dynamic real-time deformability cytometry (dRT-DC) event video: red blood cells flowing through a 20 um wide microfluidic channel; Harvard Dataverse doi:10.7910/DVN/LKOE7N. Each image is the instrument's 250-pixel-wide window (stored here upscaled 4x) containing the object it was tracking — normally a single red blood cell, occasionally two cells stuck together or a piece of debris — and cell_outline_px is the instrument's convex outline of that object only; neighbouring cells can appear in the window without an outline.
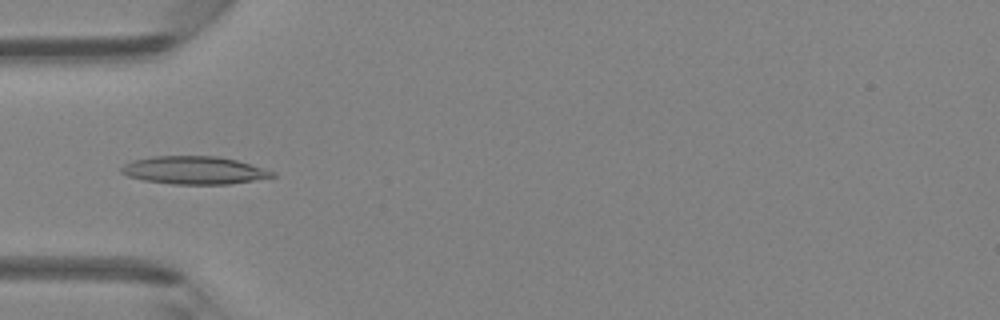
{"species": "Egyptian fruit bat (a non-hibernating species)", "species_latin": "Rousettus aegyptiacus", "temperature_condition": "room temperature", "stored_images_in_passage": 46, "camera_frame_rate_fps": 3000, "um_per_image_px": 0.085, "animal": {"sex": "female"}, "frame": {"image": 1, "passage_image": 15, "time_ms": 4.667, "image_size_px": [1000, 320], "cell_outline_px": [[276, 176], [228, 184], [172, 184], [144, 180], [128, 176], [120, 172], [120, 168], [124, 164], [132, 160], [152, 156], [216, 156], [236, 160], [276, 172]], "centroid_in_image_um": [16.46, 14.47], "position_along_channel_um": 68.5, "area_um2": 24.39}}
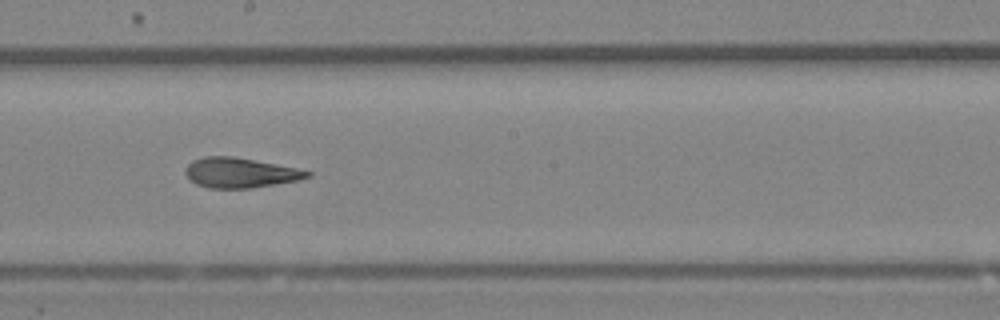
{"frame": {"image": 2, "passage_image": 26, "time_ms": 8.333, "image_size_px": [1000, 320], "cell_outline_px": [[312, 176], [300, 180], [252, 188], [208, 188], [196, 184], [184, 172], [188, 164], [192, 160], [204, 156], [232, 156], [276, 164], [296, 168], [312, 172]], "centroid_in_image_um": [20.42, 14.68], "position_along_channel_um": 227.8, "area_um2": 21.27}}
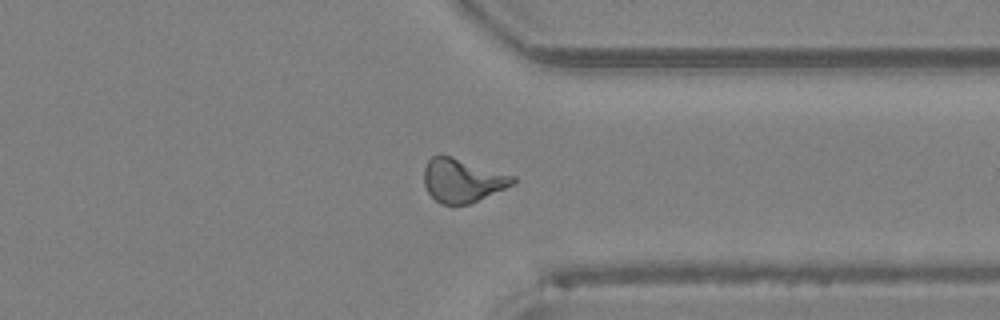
{"frame": {"image": 3, "passage_image": 36, "time_ms": 11.667, "image_size_px": [1000, 320], "cell_outline_px": [[516, 180], [512, 184], [504, 188], [468, 204], [452, 208], [440, 204], [428, 192], [424, 184], [424, 168], [428, 160], [432, 156], [440, 152], [516, 176]], "centroid_in_image_um": [39.25, 15.33], "position_along_channel_um": 372.2, "area_um2": 23.0}, "authors_computed_cell_mechanics": {"area_um2": 22.2241, "velocity_mm_per_s": 4.3594, "shape_relaxation_time_tau1_ms": 10.3423, "shape_relaxation_time_tau2_ms": 1.7486, "deformation_change_tau1": 0.2704, "deformation_change_tau2": 0.1034}}